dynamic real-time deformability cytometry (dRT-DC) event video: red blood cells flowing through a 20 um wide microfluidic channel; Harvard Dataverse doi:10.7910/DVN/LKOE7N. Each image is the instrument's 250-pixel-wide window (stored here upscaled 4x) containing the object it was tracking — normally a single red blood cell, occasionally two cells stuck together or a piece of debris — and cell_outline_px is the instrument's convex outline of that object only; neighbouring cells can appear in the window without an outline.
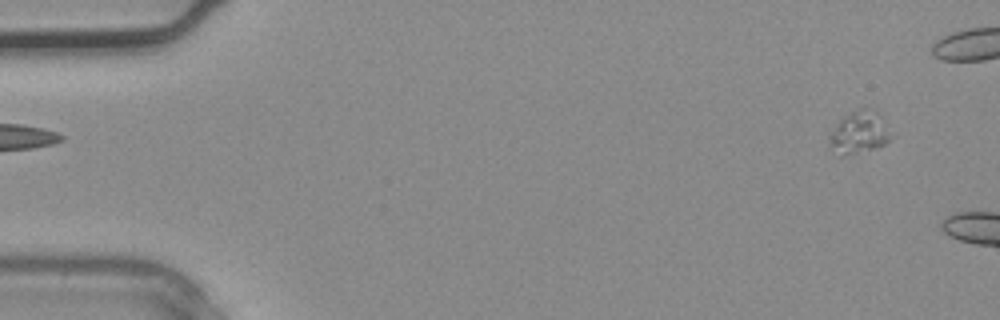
{"species": "common noctule bat (a hibernating species)", "species_latin": "Nyctalus noctula", "temperature_condition": "warm", "stored_images_in_passage": 5, "segment_of_instrument_passage": [2, 2], "camera_frame_rate_fps": 3000, "um_per_image_px": 0.085, "animal": {"sex": "male", "body_mass_g": 20.4}, "frame": {"image": 1, "passage_image": 5, "time_ms": 1.333, "image_size_px": [1000, 320], "cell_outline_px": [[888, 140], [884, 144], [872, 148], [840, 156], [828, 140], [840, 120], [844, 116], [860, 108], [864, 108], [876, 112], [880, 116]], "centroid_in_image_um": [72.96, 11.25], "position_along_channel_um": 12.0, "area_um2": 13.76}}